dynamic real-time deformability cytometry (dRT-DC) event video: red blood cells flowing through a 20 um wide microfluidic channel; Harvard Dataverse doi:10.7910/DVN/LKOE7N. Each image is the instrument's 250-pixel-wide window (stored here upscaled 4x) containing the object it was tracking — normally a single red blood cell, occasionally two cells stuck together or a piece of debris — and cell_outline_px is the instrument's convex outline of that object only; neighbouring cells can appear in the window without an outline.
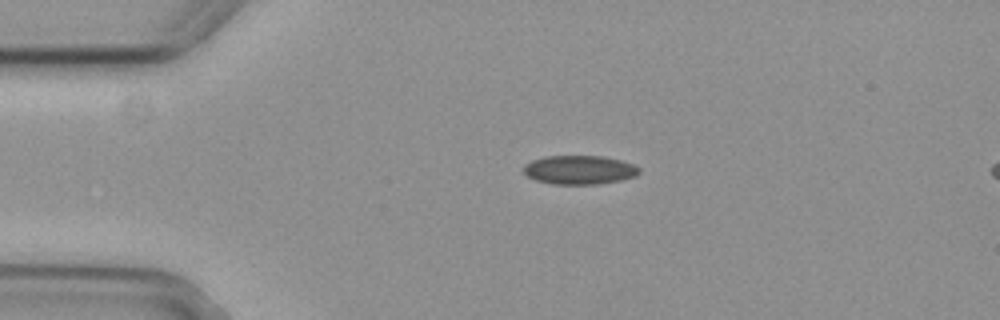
{"species": "common noctule bat (a hibernating species)", "species_latin": "Nyctalus noctula", "temperature_condition": "cold", "stored_images_in_passage": 2, "camera_frame_rate_fps": 3000, "um_per_image_px": 0.085, "animal": {"sex": "female", "body_mass_g": 29.2, "forearm_length_mm": 56.3}, "frame": {"image": 1, "passage_image": 1, "time_ms": 0.0, "image_size_px": [1000, 320], "cell_outline_px": [[640, 172], [636, 176], [620, 180], [596, 184], [552, 184], [536, 180], [528, 176], [524, 172], [524, 164], [532, 160], [544, 156], [600, 156], [620, 160], [632, 164], [640, 168]], "centroid_in_image_um": [49.24, 14.44], "position_along_channel_um": 35.8, "area_um2": 19.36}}